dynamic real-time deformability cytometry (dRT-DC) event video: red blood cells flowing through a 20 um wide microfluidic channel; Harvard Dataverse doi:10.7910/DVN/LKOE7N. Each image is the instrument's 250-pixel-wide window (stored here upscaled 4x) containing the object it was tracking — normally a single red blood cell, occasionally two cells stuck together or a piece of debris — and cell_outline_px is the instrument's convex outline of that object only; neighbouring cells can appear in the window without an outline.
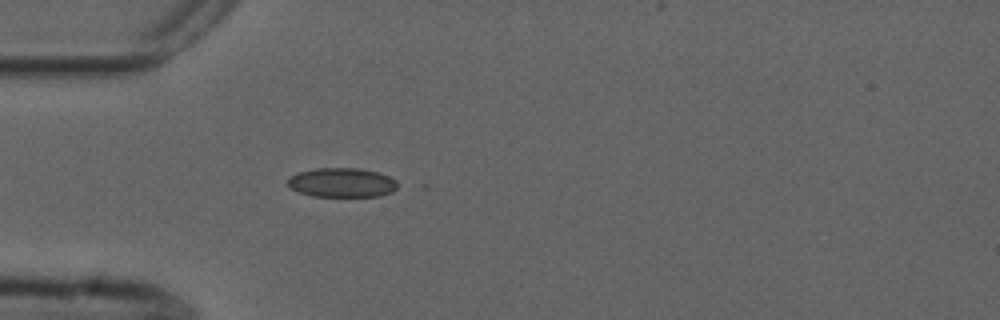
{"species": "common noctule bat (a hibernating species)", "species_latin": "Nyctalus noctula", "temperature_condition": "cold", "stored_images_in_passage": 36, "camera_frame_rate_fps": 3000, "um_per_image_px": 0.085, "animal": {"sex": "male", "forearm_length_mm": 52.5}, "frame": {"image": 1, "passage_image": 1, "time_ms": 0.0, "image_size_px": [1000, 320], "cell_outline_px": [[396, 188], [392, 192], [380, 196], [312, 196], [300, 192], [292, 188], [288, 184], [288, 180], [296, 172], [316, 168], [360, 168], [380, 172], [396, 180]], "centroid_in_image_um": [29.08, 15.51], "position_along_channel_um": 55.9, "area_um2": 18.73}}
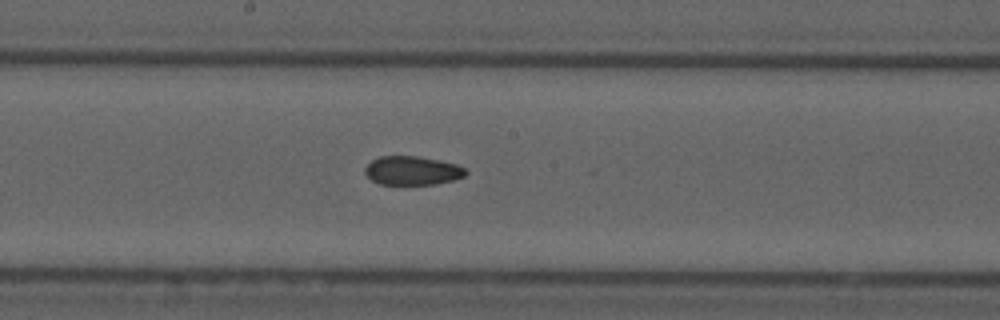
{"frame": {"image": 2, "passage_image": 14, "time_ms": 4.333, "image_size_px": [1000, 320], "cell_outline_px": [[468, 172], [464, 176], [452, 180], [436, 184], [380, 184], [372, 180], [364, 172], [364, 168], [372, 160], [380, 156], [416, 156], [456, 164], [464, 168]], "centroid_in_image_um": [35.02, 14.5], "position_along_channel_um": 213.2, "area_um2": 16.7}}
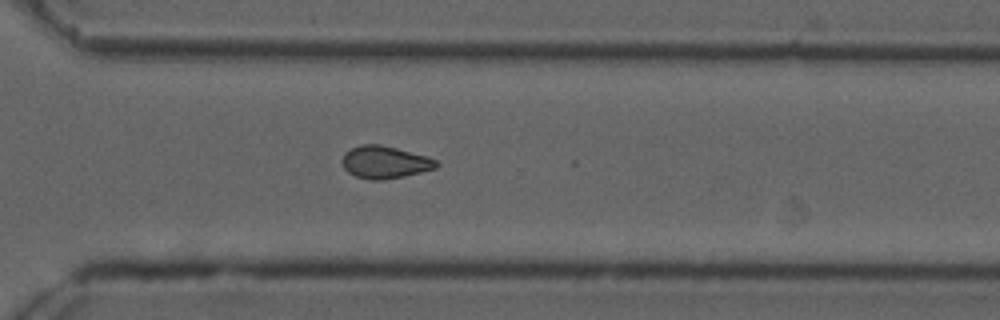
{"frame": {"image": 3, "passage_image": 24, "time_ms": 7.667, "image_size_px": [1000, 320], "cell_outline_px": [[440, 164], [436, 168], [404, 176], [380, 180], [368, 180], [356, 176], [348, 172], [344, 168], [340, 160], [344, 152], [360, 144], [380, 144], [428, 156], [436, 160]], "centroid_in_image_um": [32.69, 13.78], "position_along_channel_um": 337.9, "area_um2": 17.92}, "authors_computed_cell_mechanics": {"area_um2": 17.629, "velocity_mm_per_s": 3.7502, "shape_relaxation_time_tau1_ms": null, "shape_relaxation_time_tau2_ms": 3.8064, "deformation_change_tau1": null, "deformation_change_tau2": 0.0823}}